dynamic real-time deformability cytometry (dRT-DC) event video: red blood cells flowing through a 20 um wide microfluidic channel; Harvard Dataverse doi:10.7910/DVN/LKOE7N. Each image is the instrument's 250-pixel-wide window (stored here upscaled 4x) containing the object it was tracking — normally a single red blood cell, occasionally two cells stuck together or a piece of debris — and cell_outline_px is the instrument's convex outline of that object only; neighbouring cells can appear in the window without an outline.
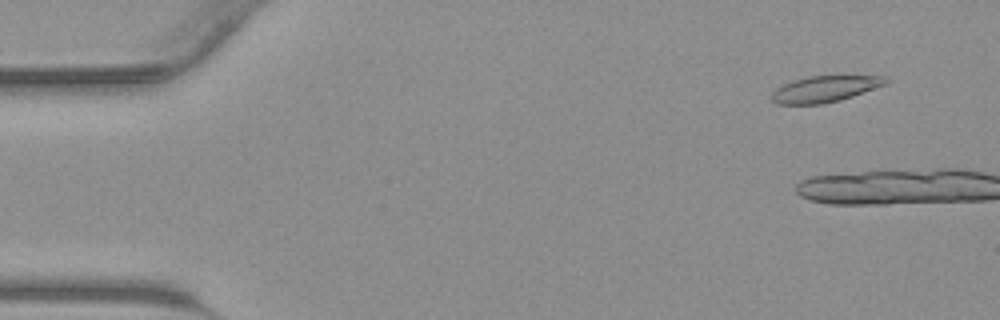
{"species": "common noctule bat (a hibernating species)", "species_latin": "Nyctalus noctula", "temperature_condition": "warm", "stored_images_in_passage": 6, "camera_frame_rate_fps": 3000, "um_per_image_px": 0.085, "animal": {"sex": "male", "body_mass_g": 23.1, "forearm_length_mm": 52.7}, "frame": {"image": 1, "passage_image": 4, "time_ms": 1.0, "image_size_px": [1000, 320], "cell_outline_px": [[888, 84], [840, 100], [824, 104], [776, 104], [772, 100], [772, 92], [776, 88], [792, 80], [808, 76], [884, 76], [888, 80]], "centroid_in_image_um": [70.11, 7.56], "position_along_channel_um": 14.9, "area_um2": 17.4}}